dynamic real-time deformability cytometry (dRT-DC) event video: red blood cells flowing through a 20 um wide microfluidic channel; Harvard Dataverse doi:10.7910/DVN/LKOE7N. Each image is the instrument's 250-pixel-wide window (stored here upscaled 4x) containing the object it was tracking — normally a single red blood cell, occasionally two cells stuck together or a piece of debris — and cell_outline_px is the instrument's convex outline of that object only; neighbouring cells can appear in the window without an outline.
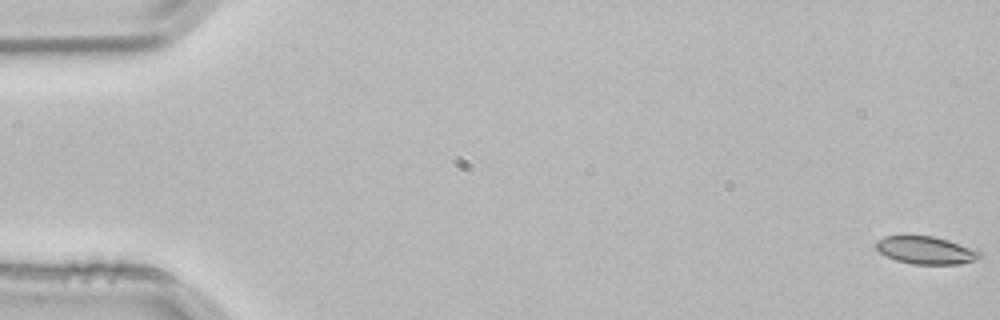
{"species": "common noctule bat (a hibernating species)", "species_latin": "Nyctalus noctula", "temperature_condition": "room temperature", "stored_images_in_passage": 4, "camera_frame_rate_fps": 3000, "um_per_image_px": 0.085, "animal": {"sex": "male", "body_mass_g": 21.5, "forearm_length_mm": 52.0}, "frame": {"image": 1, "passage_image": 1, "time_ms": 0.0, "image_size_px": [1000, 320], "cell_outline_px": [[984, 256], [976, 260], [960, 264], [912, 264], [896, 260], [880, 252], [876, 248], [876, 240], [884, 236], [932, 236], [980, 248]], "centroid_in_image_um": [78.81, 21.27], "position_along_channel_um": 6.2, "area_um2": 17.05}}
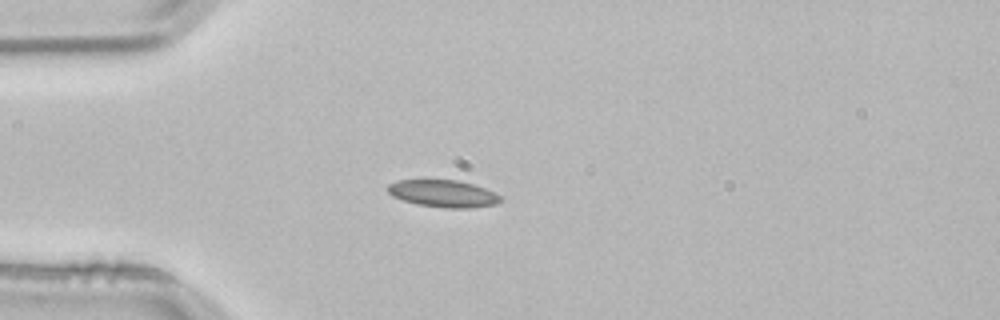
{"frame": {"image": 2, "passage_image": 4, "time_ms": 1.0, "image_size_px": [1000, 320], "cell_outline_px": [[500, 200], [496, 204], [472, 208], [448, 208], [416, 204], [392, 196], [388, 192], [388, 184], [396, 180], [456, 180], [472, 184], [496, 192], [500, 196]], "centroid_in_image_um": [37.66, 16.45], "position_along_channel_um": 47.3, "area_um2": 17.74}}